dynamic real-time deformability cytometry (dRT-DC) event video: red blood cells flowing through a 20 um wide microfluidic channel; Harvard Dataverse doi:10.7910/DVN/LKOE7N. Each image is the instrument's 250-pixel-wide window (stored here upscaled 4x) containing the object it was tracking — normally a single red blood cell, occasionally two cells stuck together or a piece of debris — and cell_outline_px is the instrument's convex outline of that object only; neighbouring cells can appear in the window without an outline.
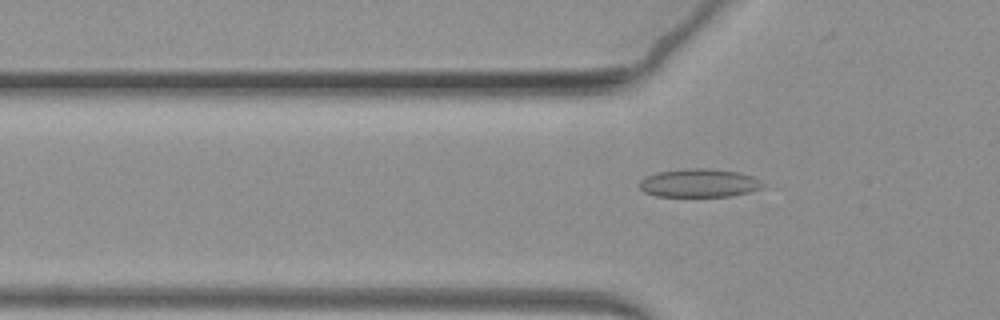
{"species": "common noctule bat (a hibernating species)", "species_latin": "Nyctalus noctula", "temperature_condition": "warm", "stored_images_in_passage": 47, "camera_frame_rate_fps": 3000, "um_per_image_px": 0.085, "animal": {"sex": "female", "body_mass_g": 19.3, "forearm_length_mm": 54.1}, "frame": {"image": 1, "passage_image": 10, "time_ms": 3.0, "image_size_px": [1000, 320], "cell_outline_px": [[764, 184], [760, 188], [748, 192], [732, 196], [656, 196], [644, 192], [640, 188], [640, 180], [656, 172], [688, 168], [708, 168], [740, 172], [752, 176], [760, 180]], "centroid_in_image_um": [59.43, 15.55], "position_along_channel_um": 66.4, "area_um2": 20.35}}
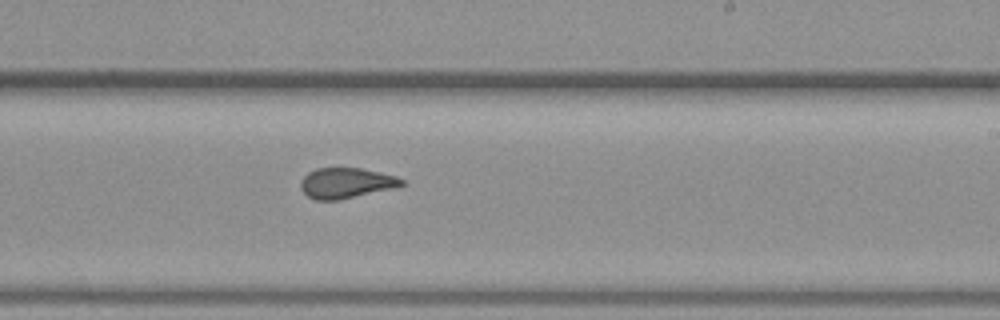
{"frame": {"image": 2, "passage_image": 29, "time_ms": 9.333, "image_size_px": [1000, 320], "cell_outline_px": [[404, 184], [392, 188], [340, 200], [316, 200], [308, 196], [300, 188], [300, 180], [308, 172], [316, 168], [360, 168], [380, 172], [396, 176], [404, 180]], "centroid_in_image_um": [29.39, 15.55], "position_along_channel_um": 259.6, "area_um2": 17.86}}
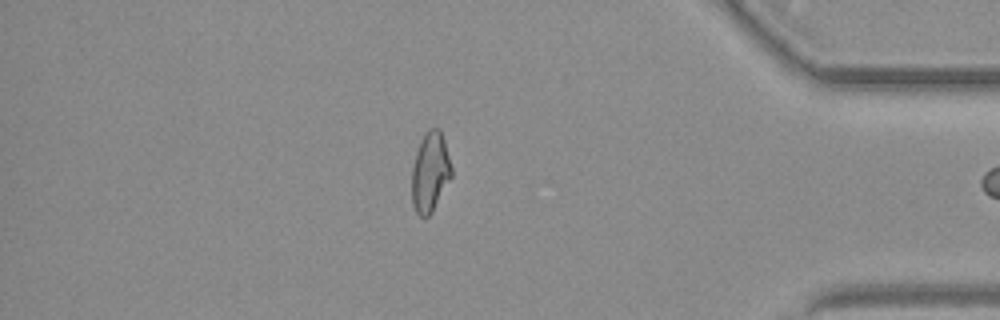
{"frame": {"image": 3, "passage_image": 46, "time_ms": 15.0, "image_size_px": [1000, 320], "cell_outline_px": [[452, 176], [432, 212], [428, 216], [420, 216], [416, 212], [412, 204], [412, 168], [416, 152], [420, 140], [424, 132], [428, 128], [440, 128], [444, 140], [452, 168]], "centroid_in_image_um": [36.56, 14.6], "position_along_channel_um": 398.6, "area_um2": 18.5}}